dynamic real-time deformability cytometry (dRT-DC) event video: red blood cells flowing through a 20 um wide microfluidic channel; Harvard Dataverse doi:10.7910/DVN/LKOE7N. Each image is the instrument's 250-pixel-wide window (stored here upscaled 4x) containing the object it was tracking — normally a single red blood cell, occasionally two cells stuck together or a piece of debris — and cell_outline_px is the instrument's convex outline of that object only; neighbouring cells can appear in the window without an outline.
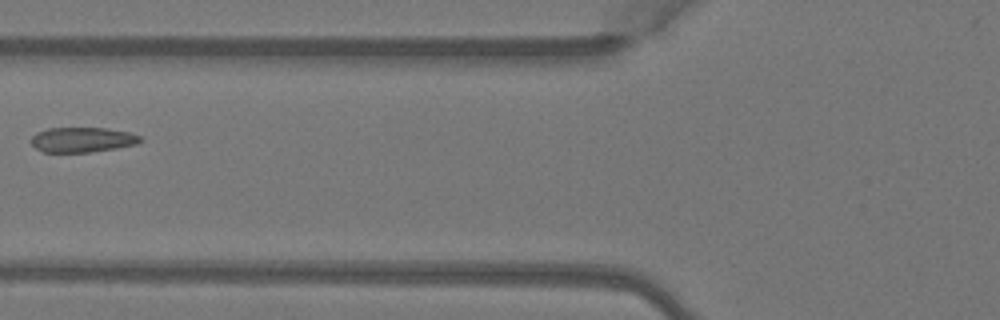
{"species": "Egyptian fruit bat (a non-hibernating species)", "species_latin": "Rousettus aegyptiacus", "temperature_condition": "warm", "stored_images_in_passage": 4, "camera_frame_rate_fps": 3000, "um_per_image_px": 0.085, "animal": {"sex": "female"}, "frame": {"image": 1, "passage_image": 3, "time_ms": 0.667, "image_size_px": [1000, 320], "cell_outline_px": [[144, 140], [136, 144], [116, 148], [88, 152], [44, 152], [36, 148], [32, 144], [32, 136], [36, 132], [48, 128], [108, 128], [132, 132], [140, 136]], "centroid_in_image_um": [7.03, 11.86], "position_along_channel_um": 118.8, "area_um2": 15.95}}
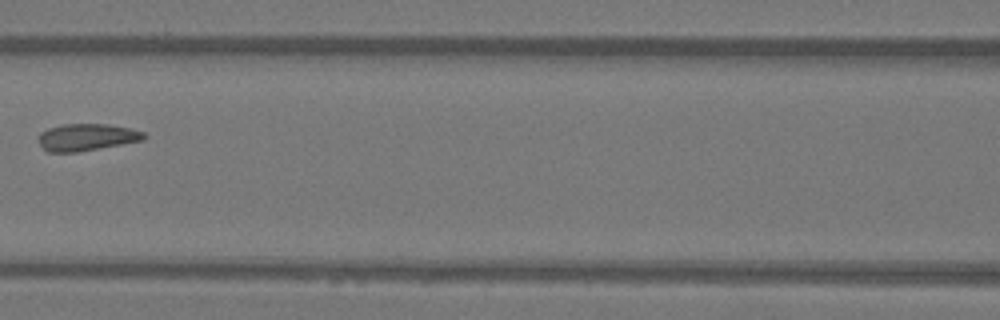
{"frame": {"image": 2, "passage_image": 4, "time_ms": 1.0, "image_size_px": [1000, 320], "cell_outline_px": [[148, 136], [144, 140], [80, 152], [48, 152], [36, 140], [40, 132], [48, 128], [64, 124], [108, 124], [128, 128], [144, 132]], "centroid_in_image_um": [7.36, 11.67], "position_along_channel_um": 159.2, "area_um2": 16.76}}